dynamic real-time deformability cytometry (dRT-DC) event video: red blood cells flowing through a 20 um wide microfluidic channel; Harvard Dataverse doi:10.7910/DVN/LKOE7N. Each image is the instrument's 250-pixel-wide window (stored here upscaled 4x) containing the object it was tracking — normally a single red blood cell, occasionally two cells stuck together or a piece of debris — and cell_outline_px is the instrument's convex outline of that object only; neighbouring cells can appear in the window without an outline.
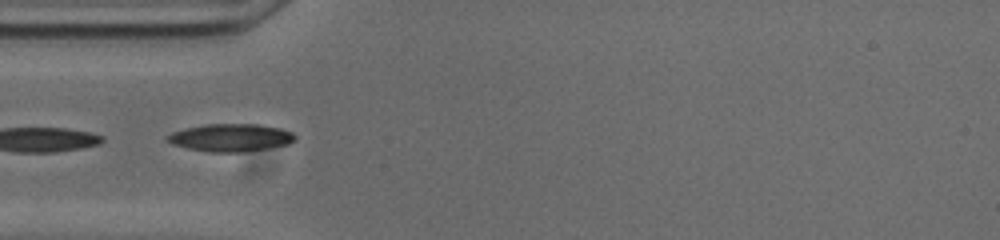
{"species": "common noctule bat (a hibernating species)", "species_latin": "Nyctalus noctula", "temperature_condition": "cold", "stored_images_in_passage": 4, "camera_frame_rate_fps": 3000, "um_per_image_px": 0.085, "animal": {"sex": "male", "body_mass_g": 20.0, "forearm_length_mm": 53.3}, "frame": {"image": 1, "passage_image": 1, "time_ms": 0.0, "image_size_px": [1000, 240], "cell_outline_px": [[296, 140], [288, 144], [268, 148], [244, 152], [208, 152], [188, 148], [172, 144], [164, 140], [164, 136], [172, 132], [184, 128], [204, 124], [260, 124], [280, 128], [292, 132], [296, 136]], "centroid_in_image_um": [19.58, 11.69], "position_along_channel_um": 65.4, "area_um2": 20.87}}